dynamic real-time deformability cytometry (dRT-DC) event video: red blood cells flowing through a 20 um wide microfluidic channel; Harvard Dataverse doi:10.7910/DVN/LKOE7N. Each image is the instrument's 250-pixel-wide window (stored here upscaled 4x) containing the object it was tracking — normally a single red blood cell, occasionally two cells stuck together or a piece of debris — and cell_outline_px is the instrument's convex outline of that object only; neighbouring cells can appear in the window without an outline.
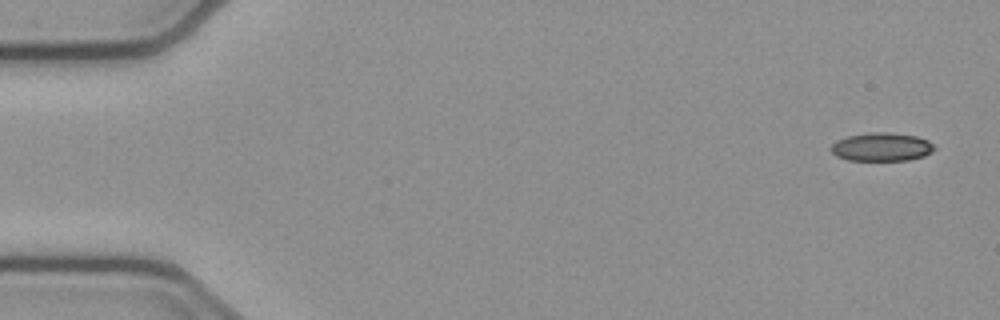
{"species": "common noctule bat (a hibernating species)", "species_latin": "Nyctalus noctula", "temperature_condition": "cold", "stored_images_in_passage": 20, "camera_frame_rate_fps": 3000, "um_per_image_px": 0.085, "animal": {"sex": "female", "body_mass_g": 21.9}, "frame": {"image": 1, "passage_image": 1, "time_ms": 0.0, "image_size_px": [1000, 320], "cell_outline_px": [[936, 148], [932, 152], [924, 156], [908, 160], [848, 160], [836, 156], [832, 152], [832, 144], [836, 140], [848, 136], [868, 132], [888, 132], [916, 136], [928, 140], [936, 144]], "centroid_in_image_um": [74.97, 12.48], "position_along_channel_um": 10.0, "area_um2": 17.22}}
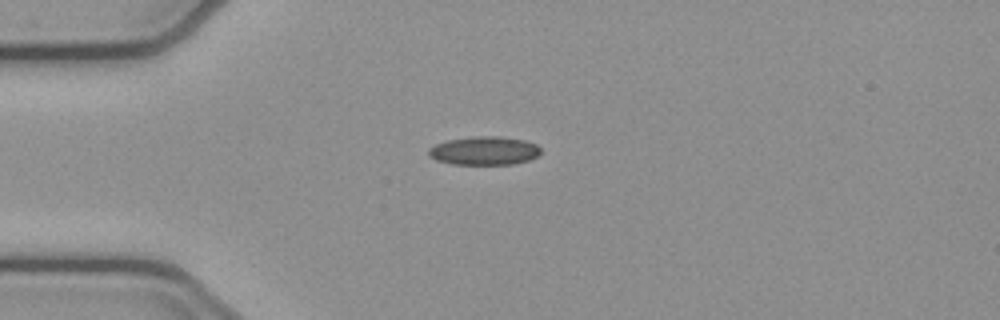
{"frame": {"image": 2, "passage_image": 12, "time_ms": 3.667, "image_size_px": [1000, 320], "cell_outline_px": [[540, 152], [536, 156], [528, 160], [512, 164], [452, 164], [436, 160], [428, 156], [428, 148], [436, 144], [448, 140], [472, 136], [500, 136], [524, 140], [536, 144], [540, 148]], "centroid_in_image_um": [41.13, 12.8], "position_along_channel_um": 43.9, "area_um2": 18.61}}
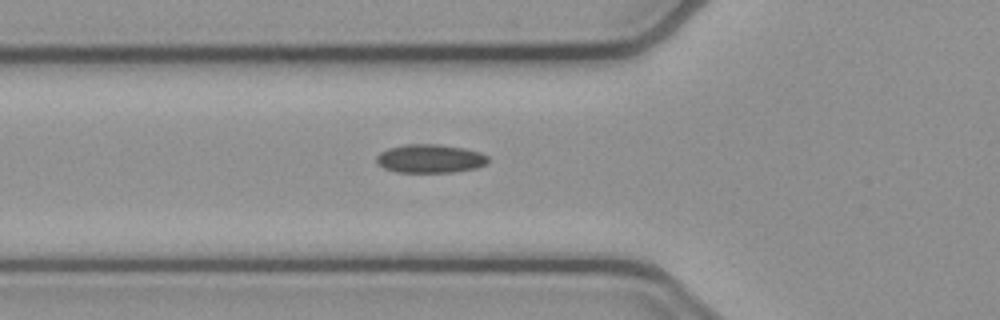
{"frame": {"image": 3, "passage_image": 17, "time_ms": 5.333, "image_size_px": [1000, 320], "cell_outline_px": [[488, 160], [484, 164], [476, 168], [452, 172], [396, 172], [384, 168], [376, 164], [376, 156], [380, 152], [388, 148], [404, 144], [436, 144], [464, 148], [480, 152], [488, 156]], "centroid_in_image_um": [36.51, 13.48], "position_along_channel_um": 89.3, "area_um2": 18.61}}